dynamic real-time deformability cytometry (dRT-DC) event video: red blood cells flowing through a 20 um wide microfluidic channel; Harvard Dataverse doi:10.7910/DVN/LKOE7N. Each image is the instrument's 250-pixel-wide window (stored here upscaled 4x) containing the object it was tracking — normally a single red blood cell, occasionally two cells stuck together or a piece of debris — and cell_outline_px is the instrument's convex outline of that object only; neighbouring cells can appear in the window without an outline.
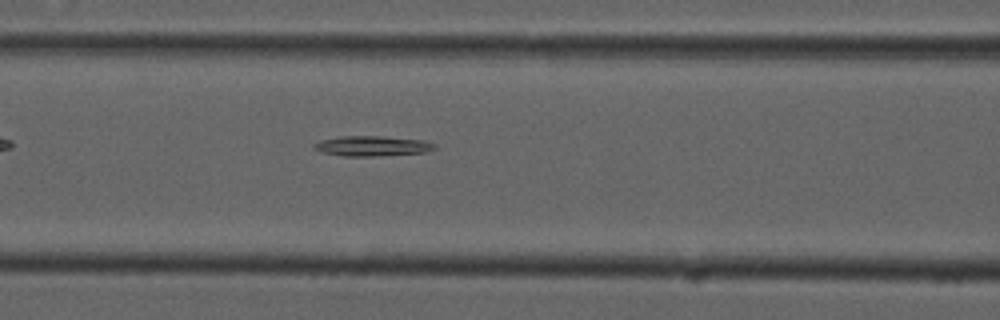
{"species": "common noctule bat (a hibernating species)", "species_latin": "Nyctalus noctula", "temperature_condition": "cold", "stored_images_in_passage": 40, "camera_frame_rate_fps": 3000, "um_per_image_px": 0.085, "animal": {"sex": "male", "forearm_length_mm": 52.5}, "frame": {"image": 1, "passage_image": 8, "time_ms": 2.333, "image_size_px": [1000, 320], "cell_outline_px": [[436, 148], [424, 152], [376, 156], [344, 156], [324, 152], [312, 148], [312, 144], [320, 140], [340, 136], [380, 136], [424, 140], [436, 144]], "centroid_in_image_um": [31.61, 12.4], "position_along_channel_um": 135.0, "area_um2": 14.1}}
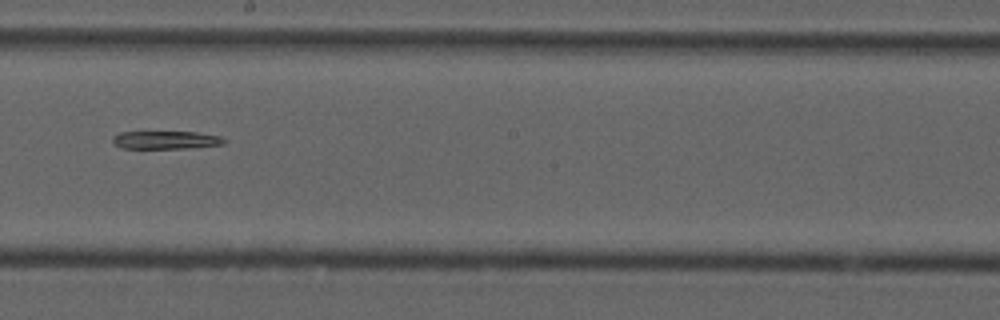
{"frame": {"image": 2, "passage_image": 16, "time_ms": 5.0, "image_size_px": [1000, 320], "cell_outline_px": [[228, 140], [224, 144], [188, 148], [120, 148], [112, 140], [112, 136], [120, 132], [196, 132], [220, 136]], "centroid_in_image_um": [14.12, 11.89], "position_along_channel_um": 234.1, "area_um2": 11.68}}
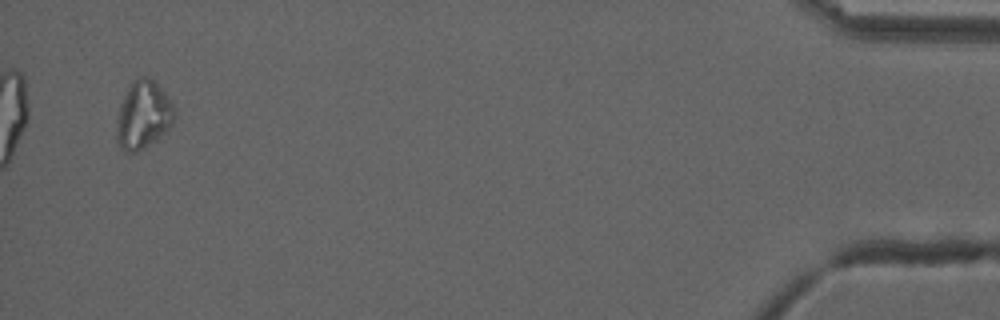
{"frame": {"image": 3, "passage_image": 38, "time_ms": 12.333, "image_size_px": [1000, 320], "cell_outline_px": [[176, 116], [172, 124], [160, 136], [136, 152], [128, 152], [120, 148], [116, 140], [116, 128], [120, 104], [132, 80], [140, 76], [148, 76], [156, 80], [172, 100], [176, 108]], "centroid_in_image_um": [12.2, 9.72], "position_along_channel_um": 423.0, "area_um2": 23.18}}